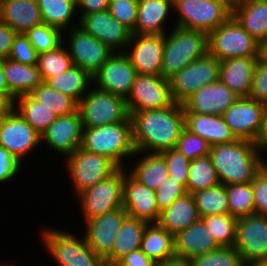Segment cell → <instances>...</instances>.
<instances>
[{
    "instance_id": "cell-1",
    "label": "cell",
    "mask_w": 267,
    "mask_h": 266,
    "mask_svg": "<svg viewBox=\"0 0 267 266\" xmlns=\"http://www.w3.org/2000/svg\"><path fill=\"white\" fill-rule=\"evenodd\" d=\"M135 152L161 153L176 148L185 128L183 105L173 102L170 106L130 114Z\"/></svg>"
},
{
    "instance_id": "cell-2",
    "label": "cell",
    "mask_w": 267,
    "mask_h": 266,
    "mask_svg": "<svg viewBox=\"0 0 267 266\" xmlns=\"http://www.w3.org/2000/svg\"><path fill=\"white\" fill-rule=\"evenodd\" d=\"M209 156L223 185L251 182L264 159L255 143L245 139L211 146Z\"/></svg>"
},
{
    "instance_id": "cell-3",
    "label": "cell",
    "mask_w": 267,
    "mask_h": 266,
    "mask_svg": "<svg viewBox=\"0 0 267 266\" xmlns=\"http://www.w3.org/2000/svg\"><path fill=\"white\" fill-rule=\"evenodd\" d=\"M81 148L107 157L117 167H128L125 164L135 155L130 115L113 124L83 128Z\"/></svg>"
},
{
    "instance_id": "cell-4",
    "label": "cell",
    "mask_w": 267,
    "mask_h": 266,
    "mask_svg": "<svg viewBox=\"0 0 267 266\" xmlns=\"http://www.w3.org/2000/svg\"><path fill=\"white\" fill-rule=\"evenodd\" d=\"M164 34L160 75L169 80L194 60L208 53V34L174 26Z\"/></svg>"
},
{
    "instance_id": "cell-5",
    "label": "cell",
    "mask_w": 267,
    "mask_h": 266,
    "mask_svg": "<svg viewBox=\"0 0 267 266\" xmlns=\"http://www.w3.org/2000/svg\"><path fill=\"white\" fill-rule=\"evenodd\" d=\"M44 227L41 239L45 250L50 254L58 266H106L87 244L84 234H75L53 228Z\"/></svg>"
},
{
    "instance_id": "cell-6",
    "label": "cell",
    "mask_w": 267,
    "mask_h": 266,
    "mask_svg": "<svg viewBox=\"0 0 267 266\" xmlns=\"http://www.w3.org/2000/svg\"><path fill=\"white\" fill-rule=\"evenodd\" d=\"M174 26L209 34L232 15L229 0H173Z\"/></svg>"
},
{
    "instance_id": "cell-7",
    "label": "cell",
    "mask_w": 267,
    "mask_h": 266,
    "mask_svg": "<svg viewBox=\"0 0 267 266\" xmlns=\"http://www.w3.org/2000/svg\"><path fill=\"white\" fill-rule=\"evenodd\" d=\"M260 46L232 15L208 34V53L220 62L237 57H259Z\"/></svg>"
},
{
    "instance_id": "cell-8",
    "label": "cell",
    "mask_w": 267,
    "mask_h": 266,
    "mask_svg": "<svg viewBox=\"0 0 267 266\" xmlns=\"http://www.w3.org/2000/svg\"><path fill=\"white\" fill-rule=\"evenodd\" d=\"M77 110L83 128L113 124L129 116L125 98L100 90L93 85L78 102Z\"/></svg>"
},
{
    "instance_id": "cell-9",
    "label": "cell",
    "mask_w": 267,
    "mask_h": 266,
    "mask_svg": "<svg viewBox=\"0 0 267 266\" xmlns=\"http://www.w3.org/2000/svg\"><path fill=\"white\" fill-rule=\"evenodd\" d=\"M123 180L124 167H118L104 180L76 196L80 201L84 222L123 206Z\"/></svg>"
},
{
    "instance_id": "cell-10",
    "label": "cell",
    "mask_w": 267,
    "mask_h": 266,
    "mask_svg": "<svg viewBox=\"0 0 267 266\" xmlns=\"http://www.w3.org/2000/svg\"><path fill=\"white\" fill-rule=\"evenodd\" d=\"M64 160L75 189L74 196L104 180L118 168L107 157L88 152L81 147Z\"/></svg>"
},
{
    "instance_id": "cell-11",
    "label": "cell",
    "mask_w": 267,
    "mask_h": 266,
    "mask_svg": "<svg viewBox=\"0 0 267 266\" xmlns=\"http://www.w3.org/2000/svg\"><path fill=\"white\" fill-rule=\"evenodd\" d=\"M220 61L207 53L169 79L172 100L182 104L196 91L219 80Z\"/></svg>"
},
{
    "instance_id": "cell-12",
    "label": "cell",
    "mask_w": 267,
    "mask_h": 266,
    "mask_svg": "<svg viewBox=\"0 0 267 266\" xmlns=\"http://www.w3.org/2000/svg\"><path fill=\"white\" fill-rule=\"evenodd\" d=\"M234 246L245 265L267 264V215L239 218Z\"/></svg>"
},
{
    "instance_id": "cell-13",
    "label": "cell",
    "mask_w": 267,
    "mask_h": 266,
    "mask_svg": "<svg viewBox=\"0 0 267 266\" xmlns=\"http://www.w3.org/2000/svg\"><path fill=\"white\" fill-rule=\"evenodd\" d=\"M68 32V34L66 33ZM68 35L67 47L72 64L93 76L107 59L115 53L102 41L76 26L64 31Z\"/></svg>"
},
{
    "instance_id": "cell-14",
    "label": "cell",
    "mask_w": 267,
    "mask_h": 266,
    "mask_svg": "<svg viewBox=\"0 0 267 266\" xmlns=\"http://www.w3.org/2000/svg\"><path fill=\"white\" fill-rule=\"evenodd\" d=\"M39 144H42L41 135L14 109L0 119V146L21 164Z\"/></svg>"
},
{
    "instance_id": "cell-15",
    "label": "cell",
    "mask_w": 267,
    "mask_h": 266,
    "mask_svg": "<svg viewBox=\"0 0 267 266\" xmlns=\"http://www.w3.org/2000/svg\"><path fill=\"white\" fill-rule=\"evenodd\" d=\"M173 102L169 80L161 75L137 74L126 98L129 115L135 111L168 107Z\"/></svg>"
},
{
    "instance_id": "cell-16",
    "label": "cell",
    "mask_w": 267,
    "mask_h": 266,
    "mask_svg": "<svg viewBox=\"0 0 267 266\" xmlns=\"http://www.w3.org/2000/svg\"><path fill=\"white\" fill-rule=\"evenodd\" d=\"M136 76L129 57L124 52H115L92 76L93 86L126 99Z\"/></svg>"
},
{
    "instance_id": "cell-17",
    "label": "cell",
    "mask_w": 267,
    "mask_h": 266,
    "mask_svg": "<svg viewBox=\"0 0 267 266\" xmlns=\"http://www.w3.org/2000/svg\"><path fill=\"white\" fill-rule=\"evenodd\" d=\"M267 105L250 97H239L222 115L237 139L255 142Z\"/></svg>"
},
{
    "instance_id": "cell-18",
    "label": "cell",
    "mask_w": 267,
    "mask_h": 266,
    "mask_svg": "<svg viewBox=\"0 0 267 266\" xmlns=\"http://www.w3.org/2000/svg\"><path fill=\"white\" fill-rule=\"evenodd\" d=\"M79 15V27L85 32L102 41L114 52H125L132 32L116 20L108 9Z\"/></svg>"
},
{
    "instance_id": "cell-19",
    "label": "cell",
    "mask_w": 267,
    "mask_h": 266,
    "mask_svg": "<svg viewBox=\"0 0 267 266\" xmlns=\"http://www.w3.org/2000/svg\"><path fill=\"white\" fill-rule=\"evenodd\" d=\"M127 216L128 214L122 206L84 222L86 242L103 260L111 254L116 235Z\"/></svg>"
},
{
    "instance_id": "cell-20",
    "label": "cell",
    "mask_w": 267,
    "mask_h": 266,
    "mask_svg": "<svg viewBox=\"0 0 267 266\" xmlns=\"http://www.w3.org/2000/svg\"><path fill=\"white\" fill-rule=\"evenodd\" d=\"M124 167L123 208L129 217L147 223H157L161 212L157 207L156 193L136 180Z\"/></svg>"
},
{
    "instance_id": "cell-21",
    "label": "cell",
    "mask_w": 267,
    "mask_h": 266,
    "mask_svg": "<svg viewBox=\"0 0 267 266\" xmlns=\"http://www.w3.org/2000/svg\"><path fill=\"white\" fill-rule=\"evenodd\" d=\"M83 126L78 110L66 116H59L41 134V142L60 155H72L81 147Z\"/></svg>"
},
{
    "instance_id": "cell-22",
    "label": "cell",
    "mask_w": 267,
    "mask_h": 266,
    "mask_svg": "<svg viewBox=\"0 0 267 266\" xmlns=\"http://www.w3.org/2000/svg\"><path fill=\"white\" fill-rule=\"evenodd\" d=\"M164 52V35L132 34L125 54L137 74L160 75Z\"/></svg>"
},
{
    "instance_id": "cell-23",
    "label": "cell",
    "mask_w": 267,
    "mask_h": 266,
    "mask_svg": "<svg viewBox=\"0 0 267 266\" xmlns=\"http://www.w3.org/2000/svg\"><path fill=\"white\" fill-rule=\"evenodd\" d=\"M239 98L220 80L205 85L183 103L184 113L222 116Z\"/></svg>"
},
{
    "instance_id": "cell-24",
    "label": "cell",
    "mask_w": 267,
    "mask_h": 266,
    "mask_svg": "<svg viewBox=\"0 0 267 266\" xmlns=\"http://www.w3.org/2000/svg\"><path fill=\"white\" fill-rule=\"evenodd\" d=\"M219 246L201 220L174 235L175 257L192 260L209 253Z\"/></svg>"
},
{
    "instance_id": "cell-25",
    "label": "cell",
    "mask_w": 267,
    "mask_h": 266,
    "mask_svg": "<svg viewBox=\"0 0 267 266\" xmlns=\"http://www.w3.org/2000/svg\"><path fill=\"white\" fill-rule=\"evenodd\" d=\"M171 12L173 0H138L137 22L132 34L164 35Z\"/></svg>"
},
{
    "instance_id": "cell-26",
    "label": "cell",
    "mask_w": 267,
    "mask_h": 266,
    "mask_svg": "<svg viewBox=\"0 0 267 266\" xmlns=\"http://www.w3.org/2000/svg\"><path fill=\"white\" fill-rule=\"evenodd\" d=\"M258 57H237L220 62L219 80L239 97H249Z\"/></svg>"
},
{
    "instance_id": "cell-27",
    "label": "cell",
    "mask_w": 267,
    "mask_h": 266,
    "mask_svg": "<svg viewBox=\"0 0 267 266\" xmlns=\"http://www.w3.org/2000/svg\"><path fill=\"white\" fill-rule=\"evenodd\" d=\"M185 128L205 139L210 146L237 140L222 116L184 113Z\"/></svg>"
},
{
    "instance_id": "cell-28",
    "label": "cell",
    "mask_w": 267,
    "mask_h": 266,
    "mask_svg": "<svg viewBox=\"0 0 267 266\" xmlns=\"http://www.w3.org/2000/svg\"><path fill=\"white\" fill-rule=\"evenodd\" d=\"M0 21L23 34L43 23L37 0L1 1Z\"/></svg>"
},
{
    "instance_id": "cell-29",
    "label": "cell",
    "mask_w": 267,
    "mask_h": 266,
    "mask_svg": "<svg viewBox=\"0 0 267 266\" xmlns=\"http://www.w3.org/2000/svg\"><path fill=\"white\" fill-rule=\"evenodd\" d=\"M232 16L260 44L267 39V0H244L232 6Z\"/></svg>"
},
{
    "instance_id": "cell-30",
    "label": "cell",
    "mask_w": 267,
    "mask_h": 266,
    "mask_svg": "<svg viewBox=\"0 0 267 266\" xmlns=\"http://www.w3.org/2000/svg\"><path fill=\"white\" fill-rule=\"evenodd\" d=\"M3 74L14 98L30 94L44 82L37 64L26 65L9 58L3 59Z\"/></svg>"
},
{
    "instance_id": "cell-31",
    "label": "cell",
    "mask_w": 267,
    "mask_h": 266,
    "mask_svg": "<svg viewBox=\"0 0 267 266\" xmlns=\"http://www.w3.org/2000/svg\"><path fill=\"white\" fill-rule=\"evenodd\" d=\"M135 157L138 159H133V165L127 164L131 167L127 171L140 183L155 191L169 177L164 157L160 153L148 152H135L133 158Z\"/></svg>"
},
{
    "instance_id": "cell-32",
    "label": "cell",
    "mask_w": 267,
    "mask_h": 266,
    "mask_svg": "<svg viewBox=\"0 0 267 266\" xmlns=\"http://www.w3.org/2000/svg\"><path fill=\"white\" fill-rule=\"evenodd\" d=\"M200 219L195 198L187 193L164 209L157 223L174 236Z\"/></svg>"
},
{
    "instance_id": "cell-33",
    "label": "cell",
    "mask_w": 267,
    "mask_h": 266,
    "mask_svg": "<svg viewBox=\"0 0 267 266\" xmlns=\"http://www.w3.org/2000/svg\"><path fill=\"white\" fill-rule=\"evenodd\" d=\"M149 223L127 216L116 235L113 250L104 260L106 266H114L130 252L140 249L146 226Z\"/></svg>"
},
{
    "instance_id": "cell-34",
    "label": "cell",
    "mask_w": 267,
    "mask_h": 266,
    "mask_svg": "<svg viewBox=\"0 0 267 266\" xmlns=\"http://www.w3.org/2000/svg\"><path fill=\"white\" fill-rule=\"evenodd\" d=\"M37 2L43 23L63 32L79 26V18H74L79 16L77 0H37Z\"/></svg>"
},
{
    "instance_id": "cell-35",
    "label": "cell",
    "mask_w": 267,
    "mask_h": 266,
    "mask_svg": "<svg viewBox=\"0 0 267 266\" xmlns=\"http://www.w3.org/2000/svg\"><path fill=\"white\" fill-rule=\"evenodd\" d=\"M45 83L78 103L93 85V78L87 71L72 65L67 71L48 78Z\"/></svg>"
},
{
    "instance_id": "cell-36",
    "label": "cell",
    "mask_w": 267,
    "mask_h": 266,
    "mask_svg": "<svg viewBox=\"0 0 267 266\" xmlns=\"http://www.w3.org/2000/svg\"><path fill=\"white\" fill-rule=\"evenodd\" d=\"M140 249L156 263L175 257L174 236L158 223L146 226Z\"/></svg>"
},
{
    "instance_id": "cell-37",
    "label": "cell",
    "mask_w": 267,
    "mask_h": 266,
    "mask_svg": "<svg viewBox=\"0 0 267 266\" xmlns=\"http://www.w3.org/2000/svg\"><path fill=\"white\" fill-rule=\"evenodd\" d=\"M14 110L40 135L57 118L55 113L36 101L30 94L15 98Z\"/></svg>"
},
{
    "instance_id": "cell-38",
    "label": "cell",
    "mask_w": 267,
    "mask_h": 266,
    "mask_svg": "<svg viewBox=\"0 0 267 266\" xmlns=\"http://www.w3.org/2000/svg\"><path fill=\"white\" fill-rule=\"evenodd\" d=\"M220 184L216 169L209 155L191 160L187 180V193L208 189Z\"/></svg>"
},
{
    "instance_id": "cell-39",
    "label": "cell",
    "mask_w": 267,
    "mask_h": 266,
    "mask_svg": "<svg viewBox=\"0 0 267 266\" xmlns=\"http://www.w3.org/2000/svg\"><path fill=\"white\" fill-rule=\"evenodd\" d=\"M200 218L208 215L229 214L226 186L199 189L193 193Z\"/></svg>"
},
{
    "instance_id": "cell-40",
    "label": "cell",
    "mask_w": 267,
    "mask_h": 266,
    "mask_svg": "<svg viewBox=\"0 0 267 266\" xmlns=\"http://www.w3.org/2000/svg\"><path fill=\"white\" fill-rule=\"evenodd\" d=\"M30 95L57 117L66 116L77 111L78 103L68 95L50 88L45 82L40 84Z\"/></svg>"
},
{
    "instance_id": "cell-41",
    "label": "cell",
    "mask_w": 267,
    "mask_h": 266,
    "mask_svg": "<svg viewBox=\"0 0 267 266\" xmlns=\"http://www.w3.org/2000/svg\"><path fill=\"white\" fill-rule=\"evenodd\" d=\"M219 247L234 246L238 219L230 214L208 215L200 219Z\"/></svg>"
},
{
    "instance_id": "cell-42",
    "label": "cell",
    "mask_w": 267,
    "mask_h": 266,
    "mask_svg": "<svg viewBox=\"0 0 267 266\" xmlns=\"http://www.w3.org/2000/svg\"><path fill=\"white\" fill-rule=\"evenodd\" d=\"M229 214L237 219L255 214L251 182L225 185Z\"/></svg>"
},
{
    "instance_id": "cell-43",
    "label": "cell",
    "mask_w": 267,
    "mask_h": 266,
    "mask_svg": "<svg viewBox=\"0 0 267 266\" xmlns=\"http://www.w3.org/2000/svg\"><path fill=\"white\" fill-rule=\"evenodd\" d=\"M64 44L66 43L64 42L57 49L38 54L37 66L44 82L67 71L73 65Z\"/></svg>"
},
{
    "instance_id": "cell-44",
    "label": "cell",
    "mask_w": 267,
    "mask_h": 266,
    "mask_svg": "<svg viewBox=\"0 0 267 266\" xmlns=\"http://www.w3.org/2000/svg\"><path fill=\"white\" fill-rule=\"evenodd\" d=\"M64 32L46 23L34 26L25 35L38 54L57 49L66 40Z\"/></svg>"
},
{
    "instance_id": "cell-45",
    "label": "cell",
    "mask_w": 267,
    "mask_h": 266,
    "mask_svg": "<svg viewBox=\"0 0 267 266\" xmlns=\"http://www.w3.org/2000/svg\"><path fill=\"white\" fill-rule=\"evenodd\" d=\"M190 261L192 266H245L235 246L219 247Z\"/></svg>"
},
{
    "instance_id": "cell-46",
    "label": "cell",
    "mask_w": 267,
    "mask_h": 266,
    "mask_svg": "<svg viewBox=\"0 0 267 266\" xmlns=\"http://www.w3.org/2000/svg\"><path fill=\"white\" fill-rule=\"evenodd\" d=\"M209 143L202 137L184 128L177 141L176 148L189 160L209 155Z\"/></svg>"
},
{
    "instance_id": "cell-47",
    "label": "cell",
    "mask_w": 267,
    "mask_h": 266,
    "mask_svg": "<svg viewBox=\"0 0 267 266\" xmlns=\"http://www.w3.org/2000/svg\"><path fill=\"white\" fill-rule=\"evenodd\" d=\"M167 164L169 177L174 178L187 188L189 166L191 160L186 158L177 148L164 150L160 153Z\"/></svg>"
},
{
    "instance_id": "cell-48",
    "label": "cell",
    "mask_w": 267,
    "mask_h": 266,
    "mask_svg": "<svg viewBox=\"0 0 267 266\" xmlns=\"http://www.w3.org/2000/svg\"><path fill=\"white\" fill-rule=\"evenodd\" d=\"M108 11L131 32L137 22L138 0H110Z\"/></svg>"
},
{
    "instance_id": "cell-49",
    "label": "cell",
    "mask_w": 267,
    "mask_h": 266,
    "mask_svg": "<svg viewBox=\"0 0 267 266\" xmlns=\"http://www.w3.org/2000/svg\"><path fill=\"white\" fill-rule=\"evenodd\" d=\"M156 202L160 212L168 208L177 198L187 194L184 185L168 177L156 190Z\"/></svg>"
},
{
    "instance_id": "cell-50",
    "label": "cell",
    "mask_w": 267,
    "mask_h": 266,
    "mask_svg": "<svg viewBox=\"0 0 267 266\" xmlns=\"http://www.w3.org/2000/svg\"><path fill=\"white\" fill-rule=\"evenodd\" d=\"M8 58L18 63L34 65L38 62V53L25 34L17 33Z\"/></svg>"
},
{
    "instance_id": "cell-51",
    "label": "cell",
    "mask_w": 267,
    "mask_h": 266,
    "mask_svg": "<svg viewBox=\"0 0 267 266\" xmlns=\"http://www.w3.org/2000/svg\"><path fill=\"white\" fill-rule=\"evenodd\" d=\"M249 97L267 105V59H257Z\"/></svg>"
},
{
    "instance_id": "cell-52",
    "label": "cell",
    "mask_w": 267,
    "mask_h": 266,
    "mask_svg": "<svg viewBox=\"0 0 267 266\" xmlns=\"http://www.w3.org/2000/svg\"><path fill=\"white\" fill-rule=\"evenodd\" d=\"M251 183L255 214L267 215V173L261 168Z\"/></svg>"
},
{
    "instance_id": "cell-53",
    "label": "cell",
    "mask_w": 267,
    "mask_h": 266,
    "mask_svg": "<svg viewBox=\"0 0 267 266\" xmlns=\"http://www.w3.org/2000/svg\"><path fill=\"white\" fill-rule=\"evenodd\" d=\"M22 169V164L4 147L0 146V183H6L16 178Z\"/></svg>"
},
{
    "instance_id": "cell-54",
    "label": "cell",
    "mask_w": 267,
    "mask_h": 266,
    "mask_svg": "<svg viewBox=\"0 0 267 266\" xmlns=\"http://www.w3.org/2000/svg\"><path fill=\"white\" fill-rule=\"evenodd\" d=\"M156 264L141 249H137L124 256L114 266H156Z\"/></svg>"
},
{
    "instance_id": "cell-55",
    "label": "cell",
    "mask_w": 267,
    "mask_h": 266,
    "mask_svg": "<svg viewBox=\"0 0 267 266\" xmlns=\"http://www.w3.org/2000/svg\"><path fill=\"white\" fill-rule=\"evenodd\" d=\"M17 32L13 30L8 24L0 21V60L9 57L12 44Z\"/></svg>"
},
{
    "instance_id": "cell-56",
    "label": "cell",
    "mask_w": 267,
    "mask_h": 266,
    "mask_svg": "<svg viewBox=\"0 0 267 266\" xmlns=\"http://www.w3.org/2000/svg\"><path fill=\"white\" fill-rule=\"evenodd\" d=\"M109 1L110 0H77L78 14H91L107 10Z\"/></svg>"
},
{
    "instance_id": "cell-57",
    "label": "cell",
    "mask_w": 267,
    "mask_h": 266,
    "mask_svg": "<svg viewBox=\"0 0 267 266\" xmlns=\"http://www.w3.org/2000/svg\"><path fill=\"white\" fill-rule=\"evenodd\" d=\"M254 143L259 149V151L262 153L264 158L267 157L263 154L264 151L267 153V107L263 114V121H262L260 132Z\"/></svg>"
},
{
    "instance_id": "cell-58",
    "label": "cell",
    "mask_w": 267,
    "mask_h": 266,
    "mask_svg": "<svg viewBox=\"0 0 267 266\" xmlns=\"http://www.w3.org/2000/svg\"><path fill=\"white\" fill-rule=\"evenodd\" d=\"M14 100L10 93H0V119L14 109Z\"/></svg>"
},
{
    "instance_id": "cell-59",
    "label": "cell",
    "mask_w": 267,
    "mask_h": 266,
    "mask_svg": "<svg viewBox=\"0 0 267 266\" xmlns=\"http://www.w3.org/2000/svg\"><path fill=\"white\" fill-rule=\"evenodd\" d=\"M156 266H192V263L190 260L173 257L165 261L158 262Z\"/></svg>"
},
{
    "instance_id": "cell-60",
    "label": "cell",
    "mask_w": 267,
    "mask_h": 266,
    "mask_svg": "<svg viewBox=\"0 0 267 266\" xmlns=\"http://www.w3.org/2000/svg\"><path fill=\"white\" fill-rule=\"evenodd\" d=\"M0 93H9L6 79L3 74V60H0Z\"/></svg>"
},
{
    "instance_id": "cell-61",
    "label": "cell",
    "mask_w": 267,
    "mask_h": 266,
    "mask_svg": "<svg viewBox=\"0 0 267 266\" xmlns=\"http://www.w3.org/2000/svg\"><path fill=\"white\" fill-rule=\"evenodd\" d=\"M260 55L267 59V39L260 46Z\"/></svg>"
},
{
    "instance_id": "cell-62",
    "label": "cell",
    "mask_w": 267,
    "mask_h": 266,
    "mask_svg": "<svg viewBox=\"0 0 267 266\" xmlns=\"http://www.w3.org/2000/svg\"><path fill=\"white\" fill-rule=\"evenodd\" d=\"M261 168L267 173V157L263 159Z\"/></svg>"
},
{
    "instance_id": "cell-63",
    "label": "cell",
    "mask_w": 267,
    "mask_h": 266,
    "mask_svg": "<svg viewBox=\"0 0 267 266\" xmlns=\"http://www.w3.org/2000/svg\"><path fill=\"white\" fill-rule=\"evenodd\" d=\"M242 1H244V0H229V2L231 3L232 6L237 4V3H240Z\"/></svg>"
},
{
    "instance_id": "cell-64",
    "label": "cell",
    "mask_w": 267,
    "mask_h": 266,
    "mask_svg": "<svg viewBox=\"0 0 267 266\" xmlns=\"http://www.w3.org/2000/svg\"><path fill=\"white\" fill-rule=\"evenodd\" d=\"M4 262V263H3ZM2 263L0 262V266H13L12 265V262L11 263H9V262H6L5 263V261H3Z\"/></svg>"
},
{
    "instance_id": "cell-65",
    "label": "cell",
    "mask_w": 267,
    "mask_h": 266,
    "mask_svg": "<svg viewBox=\"0 0 267 266\" xmlns=\"http://www.w3.org/2000/svg\"><path fill=\"white\" fill-rule=\"evenodd\" d=\"M245 266H267V264H248Z\"/></svg>"
}]
</instances>
